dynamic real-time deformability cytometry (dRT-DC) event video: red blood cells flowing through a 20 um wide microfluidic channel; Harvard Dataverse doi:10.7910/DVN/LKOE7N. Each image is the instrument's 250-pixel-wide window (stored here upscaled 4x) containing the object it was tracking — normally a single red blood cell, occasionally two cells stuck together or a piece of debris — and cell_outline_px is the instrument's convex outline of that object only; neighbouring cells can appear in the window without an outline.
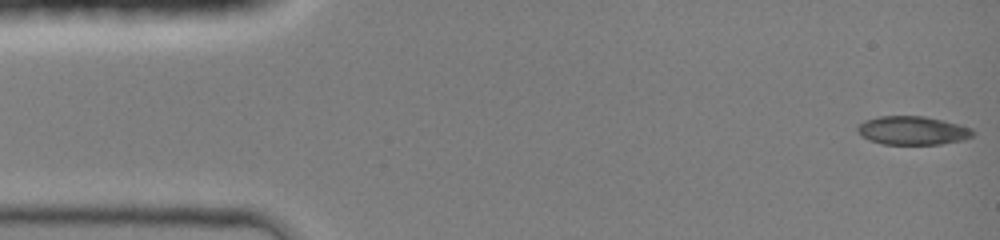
{"species": "common noctule bat (a hibernating species)", "species_latin": "Nyctalus noctula", "temperature_condition": "room temperature", "stored_images_in_passage": 44, "camera_frame_rate_fps": 3000, "um_per_image_px": 0.085, "animal": {"sex": "female", "body_mass_g": 19.0, "forearm_length_mm": 51.5}, "frame": {"image": 1, "passage_image": 1, "time_ms": 0.0, "image_size_px": [1000, 240], "cell_outline_px": [[976, 132], [972, 136], [964, 140], [940, 144], [884, 144], [868, 140], [860, 136], [856, 132], [856, 128], [864, 120], [876, 116], [924, 116], [944, 120], [972, 128]], "centroid_in_image_um": [77.55, 11.09], "position_along_channel_um": 7.4, "area_um2": 19.48}}
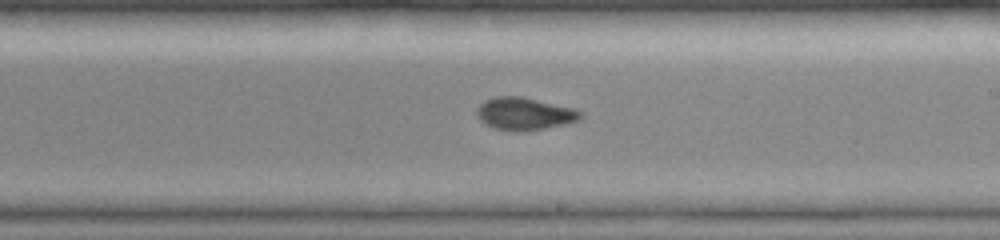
{"frame": {"image": 2, "passage_image": 26, "time_ms": 8.333, "image_size_px": [1000, 240], "cell_outline_px": [[584, 116], [580, 120], [568, 124], [520, 132], [516, 132], [496, 128], [480, 120], [476, 116], [476, 108], [484, 100], [496, 96], [520, 96], [572, 108], [584, 112]], "centroid_in_image_um": [44.6, 9.67], "position_along_channel_um": 244.4, "area_um2": 19.71}}
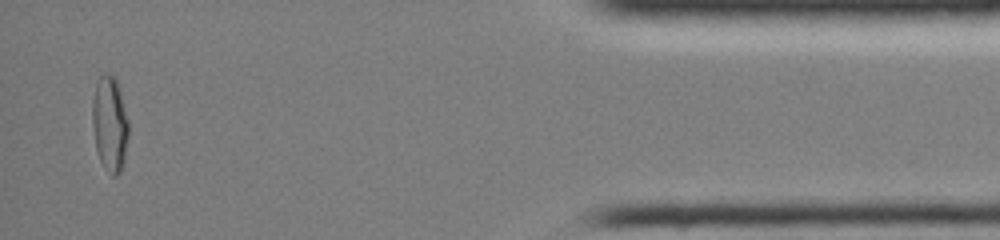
{"frame": {"image": 3, "passage_image": 43, "time_ms": 14.0, "image_size_px": [1000, 240], "cell_outline_px": [[128, 136], [124, 164], [120, 172], [116, 176], [112, 176], [100, 160], [96, 148], [92, 128], [92, 100], [96, 80], [104, 72], [112, 76], [116, 80], [120, 92], [128, 120]], "centroid_in_image_um": [9.32, 10.52], "position_along_channel_um": 425.9, "area_um2": 20.17}}